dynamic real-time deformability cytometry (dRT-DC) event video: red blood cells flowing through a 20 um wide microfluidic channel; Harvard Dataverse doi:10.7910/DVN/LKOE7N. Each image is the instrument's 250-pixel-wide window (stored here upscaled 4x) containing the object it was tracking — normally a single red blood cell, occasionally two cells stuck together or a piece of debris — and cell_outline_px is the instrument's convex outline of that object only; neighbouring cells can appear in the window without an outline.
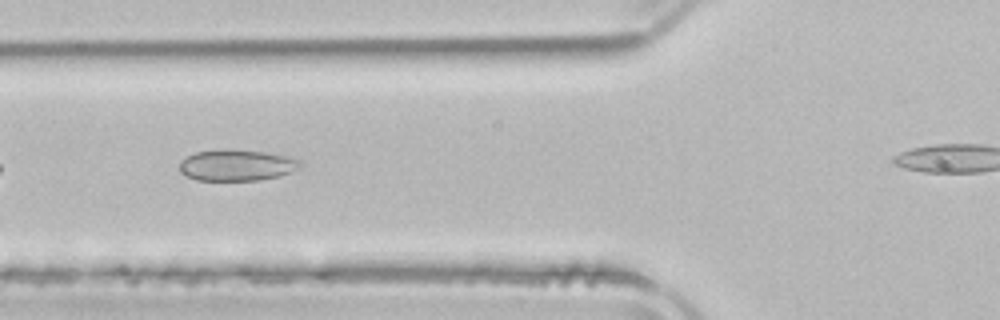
{"species": "common noctule bat (a hibernating species)", "species_latin": "Nyctalus noctula", "temperature_condition": "room temperature", "stored_images_in_passage": 7, "camera_frame_rate_fps": 3000, "um_per_image_px": 0.085, "animal": {"sex": "male", "body_mass_g": 21.5, "forearm_length_mm": 52.0}, "frame": {"image": 1, "passage_image": 6, "time_ms": 6.0, "image_size_px": [1000, 320], "cell_outline_px": [[300, 168], [292, 172], [280, 176], [260, 180], [196, 180], [180, 172], [180, 160], [196, 152], [264, 152], [288, 156], [300, 160]], "centroid_in_image_um": [20.17, 14.09], "position_along_channel_um": 105.6, "area_um2": 21.1}}